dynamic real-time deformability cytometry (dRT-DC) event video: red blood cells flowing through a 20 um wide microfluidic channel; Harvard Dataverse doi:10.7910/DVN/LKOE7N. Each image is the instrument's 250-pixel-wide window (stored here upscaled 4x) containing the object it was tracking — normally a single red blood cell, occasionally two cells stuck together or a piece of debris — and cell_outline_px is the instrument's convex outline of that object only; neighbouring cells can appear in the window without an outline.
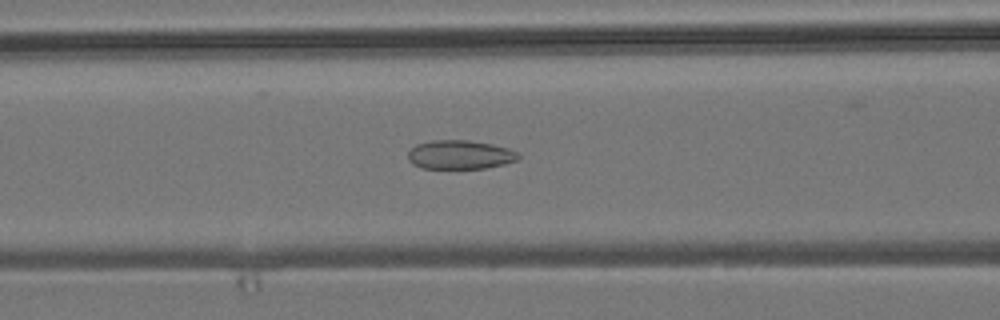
{"species": "common noctule bat (a hibernating species)", "species_latin": "Nyctalus noctula", "temperature_condition": "room temperature", "stored_images_in_passage": 54, "camera_frame_rate_fps": 3000, "um_per_image_px": 0.085, "animal": {"sex": "male", "body_mass_g": 19.2, "forearm_length_mm": 51.8}, "frame": {"image": 1, "passage_image": 22, "time_ms": 7.0, "image_size_px": [1000, 320], "cell_outline_px": [[520, 156], [516, 160], [504, 164], [484, 168], [420, 168], [412, 164], [408, 160], [408, 152], [416, 144], [432, 140], [468, 140], [492, 144], [508, 148], [520, 152]], "centroid_in_image_um": [39.09, 13.14], "position_along_channel_um": 127.5, "area_um2": 18.67}}
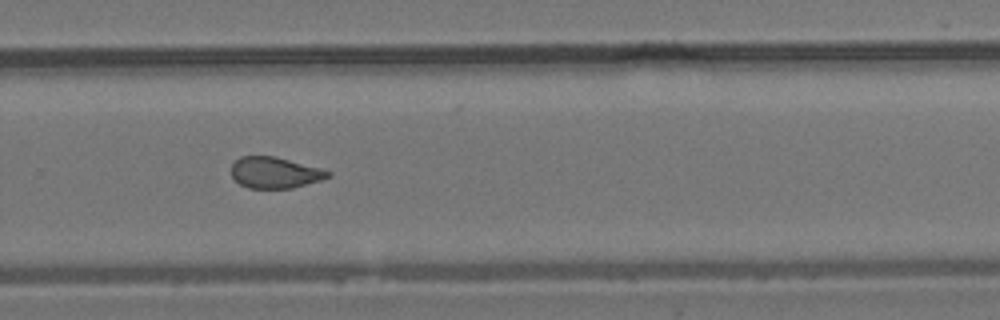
{"frame": {"image": 2, "passage_image": 36, "time_ms": 11.667, "image_size_px": [1000, 320], "cell_outline_px": [[332, 176], [320, 180], [292, 188], [248, 188], [240, 184], [232, 176], [232, 164], [240, 156], [276, 156], [320, 168], [332, 172]], "centroid_in_image_um": [23.37, 14.67], "position_along_channel_um": 306.4, "area_um2": 17.51}}
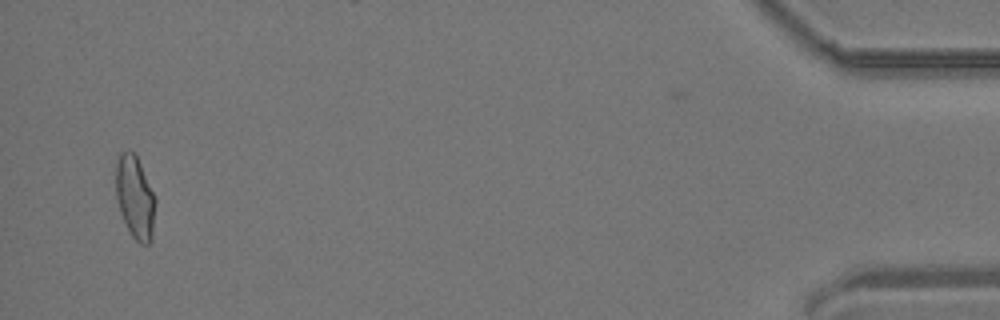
{"frame": {"image": 3, "passage_image": 52, "time_ms": 17.0, "image_size_px": [1000, 320], "cell_outline_px": [[156, 200], [152, 240], [148, 244], [140, 244], [132, 236], [120, 212], [116, 196], [116, 164], [120, 152], [128, 148], [136, 156], [140, 164]], "centroid_in_image_um": [11.47, 16.78], "position_along_channel_um": 423.7, "area_um2": 18.96}, "authors_computed_cell_mechanics": {"area_um2": 18.9584, "velocity_mm_per_s": 3.8524, "shape_relaxation_time_tau1_ms": null, "shape_relaxation_time_tau2_ms": 1.7513, "deformation_change_tau1": null, "deformation_change_tau2": 0.0736}}